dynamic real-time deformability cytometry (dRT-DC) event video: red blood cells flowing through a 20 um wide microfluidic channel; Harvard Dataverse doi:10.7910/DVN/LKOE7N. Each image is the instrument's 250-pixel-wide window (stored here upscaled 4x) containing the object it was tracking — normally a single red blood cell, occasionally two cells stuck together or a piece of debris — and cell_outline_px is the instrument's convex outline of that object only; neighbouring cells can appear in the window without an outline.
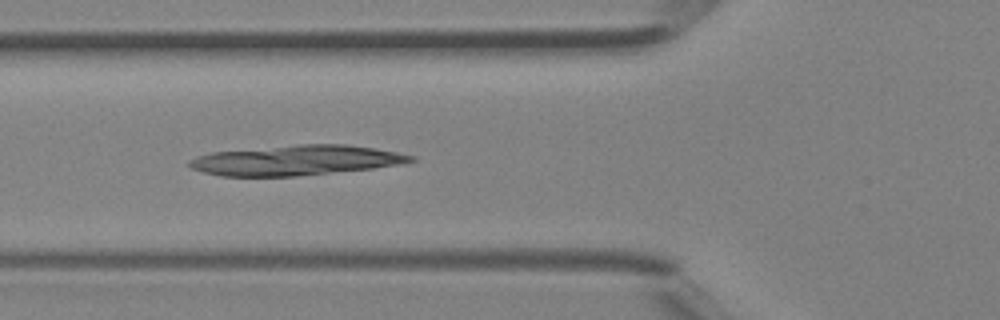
{"species": "Egyptian fruit bat (a non-hibernating species)", "species_latin": "Rousettus aegyptiacus", "temperature_condition": "room temperature", "stored_images_in_passage": 13, "camera_frame_rate_fps": 3000, "um_per_image_px": 0.085, "animal": {"sex": "female"}, "frame": {"image": 1, "passage_image": 13, "time_ms": 4.0, "image_size_px": [1000, 320], "cell_outline_px": [[416, 160], [400, 164], [372, 168], [296, 176], [220, 176], [204, 172], [192, 168], [188, 164], [188, 160], [196, 156], [212, 152], [296, 144], [348, 144], [376, 148], [416, 156]], "centroid_in_image_um": [25.16, 13.61], "position_along_channel_um": 100.6, "area_um2": 38.73}}